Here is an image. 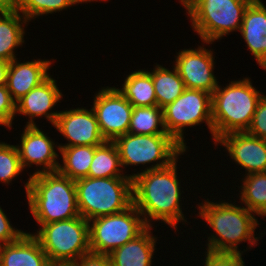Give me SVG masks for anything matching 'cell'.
<instances>
[{"instance_id":"8992f818","label":"cell","mask_w":266,"mask_h":266,"mask_svg":"<svg viewBox=\"0 0 266 266\" xmlns=\"http://www.w3.org/2000/svg\"><path fill=\"white\" fill-rule=\"evenodd\" d=\"M250 3L247 0H192L184 8L202 42L212 44L230 32L240 31Z\"/></svg>"},{"instance_id":"d4e9b609","label":"cell","mask_w":266,"mask_h":266,"mask_svg":"<svg viewBox=\"0 0 266 266\" xmlns=\"http://www.w3.org/2000/svg\"><path fill=\"white\" fill-rule=\"evenodd\" d=\"M121 168L120 156L115 143L113 141H105L101 145L95 146L88 177H130V175L122 173L123 168Z\"/></svg>"},{"instance_id":"7c38bea8","label":"cell","mask_w":266,"mask_h":266,"mask_svg":"<svg viewBox=\"0 0 266 266\" xmlns=\"http://www.w3.org/2000/svg\"><path fill=\"white\" fill-rule=\"evenodd\" d=\"M213 51L199 46L197 49H184L175 56L174 66L187 89L202 90L212 94L219 81L214 76Z\"/></svg>"},{"instance_id":"9c48e42d","label":"cell","mask_w":266,"mask_h":266,"mask_svg":"<svg viewBox=\"0 0 266 266\" xmlns=\"http://www.w3.org/2000/svg\"><path fill=\"white\" fill-rule=\"evenodd\" d=\"M88 223L90 251L104 255L133 240L148 227L133 204L123 212L101 216Z\"/></svg>"},{"instance_id":"7a4b0ae2","label":"cell","mask_w":266,"mask_h":266,"mask_svg":"<svg viewBox=\"0 0 266 266\" xmlns=\"http://www.w3.org/2000/svg\"><path fill=\"white\" fill-rule=\"evenodd\" d=\"M199 216L205 220L216 233L208 237L206 250L214 253H243L239 244L248 241L249 248L258 244L260 237H255V230L259 221L255 213L245 206L234 203L212 202L204 200L197 204ZM217 235V236H216Z\"/></svg>"},{"instance_id":"f35d334b","label":"cell","mask_w":266,"mask_h":266,"mask_svg":"<svg viewBox=\"0 0 266 266\" xmlns=\"http://www.w3.org/2000/svg\"><path fill=\"white\" fill-rule=\"evenodd\" d=\"M192 0H179V3H181L184 7L188 5Z\"/></svg>"},{"instance_id":"484cf974","label":"cell","mask_w":266,"mask_h":266,"mask_svg":"<svg viewBox=\"0 0 266 266\" xmlns=\"http://www.w3.org/2000/svg\"><path fill=\"white\" fill-rule=\"evenodd\" d=\"M240 186L241 205L255 215H266V172L250 173L242 178Z\"/></svg>"},{"instance_id":"5bb4252c","label":"cell","mask_w":266,"mask_h":266,"mask_svg":"<svg viewBox=\"0 0 266 266\" xmlns=\"http://www.w3.org/2000/svg\"><path fill=\"white\" fill-rule=\"evenodd\" d=\"M20 140L21 144L16 145V147L23 169L35 164L36 167L40 166L39 168L42 169L37 168V171L35 170L32 175L58 171L59 155L55 150L57 147L59 151V146L57 143L55 145L47 133L38 128V125H25Z\"/></svg>"},{"instance_id":"836d02e7","label":"cell","mask_w":266,"mask_h":266,"mask_svg":"<svg viewBox=\"0 0 266 266\" xmlns=\"http://www.w3.org/2000/svg\"><path fill=\"white\" fill-rule=\"evenodd\" d=\"M77 266H112L109 255L88 253L75 261Z\"/></svg>"},{"instance_id":"ba28073f","label":"cell","mask_w":266,"mask_h":266,"mask_svg":"<svg viewBox=\"0 0 266 266\" xmlns=\"http://www.w3.org/2000/svg\"><path fill=\"white\" fill-rule=\"evenodd\" d=\"M113 142L118 149L121 166L124 168L129 165L139 166L156 162L141 170L142 172L166 167L186 152V149L169 134L127 133Z\"/></svg>"},{"instance_id":"d590c367","label":"cell","mask_w":266,"mask_h":266,"mask_svg":"<svg viewBox=\"0 0 266 266\" xmlns=\"http://www.w3.org/2000/svg\"><path fill=\"white\" fill-rule=\"evenodd\" d=\"M20 0H0V11L17 10Z\"/></svg>"},{"instance_id":"ffe728a7","label":"cell","mask_w":266,"mask_h":266,"mask_svg":"<svg viewBox=\"0 0 266 266\" xmlns=\"http://www.w3.org/2000/svg\"><path fill=\"white\" fill-rule=\"evenodd\" d=\"M147 227L141 234L109 254L112 266H152L157 237Z\"/></svg>"},{"instance_id":"277c9868","label":"cell","mask_w":266,"mask_h":266,"mask_svg":"<svg viewBox=\"0 0 266 266\" xmlns=\"http://www.w3.org/2000/svg\"><path fill=\"white\" fill-rule=\"evenodd\" d=\"M243 78L218 87L212 93L213 140L231 132H244L250 127L257 103L262 97L250 81Z\"/></svg>"},{"instance_id":"83f0119b","label":"cell","mask_w":266,"mask_h":266,"mask_svg":"<svg viewBox=\"0 0 266 266\" xmlns=\"http://www.w3.org/2000/svg\"><path fill=\"white\" fill-rule=\"evenodd\" d=\"M73 5H77L74 0H20L17 10L30 22L36 17L56 13Z\"/></svg>"},{"instance_id":"f1b7e54d","label":"cell","mask_w":266,"mask_h":266,"mask_svg":"<svg viewBox=\"0 0 266 266\" xmlns=\"http://www.w3.org/2000/svg\"><path fill=\"white\" fill-rule=\"evenodd\" d=\"M24 171L16 145L0 142V181L10 184Z\"/></svg>"},{"instance_id":"2e32d148","label":"cell","mask_w":266,"mask_h":266,"mask_svg":"<svg viewBox=\"0 0 266 266\" xmlns=\"http://www.w3.org/2000/svg\"><path fill=\"white\" fill-rule=\"evenodd\" d=\"M57 80L53 79L50 75L40 85L34 87L25 96L16 102L15 114L28 116V122L26 125H36L33 119L35 117H46L47 121H50L54 125L56 118L59 115V111H52V108L60 102L63 95L59 90Z\"/></svg>"},{"instance_id":"603a6c76","label":"cell","mask_w":266,"mask_h":266,"mask_svg":"<svg viewBox=\"0 0 266 266\" xmlns=\"http://www.w3.org/2000/svg\"><path fill=\"white\" fill-rule=\"evenodd\" d=\"M149 73L153 80L157 106L161 109L174 102L186 89L174 65L173 70H169L156 64L153 71Z\"/></svg>"},{"instance_id":"4316f807","label":"cell","mask_w":266,"mask_h":266,"mask_svg":"<svg viewBox=\"0 0 266 266\" xmlns=\"http://www.w3.org/2000/svg\"><path fill=\"white\" fill-rule=\"evenodd\" d=\"M159 126L160 128H158ZM128 133L167 134L163 123V109L158 106L133 107Z\"/></svg>"},{"instance_id":"e575fe53","label":"cell","mask_w":266,"mask_h":266,"mask_svg":"<svg viewBox=\"0 0 266 266\" xmlns=\"http://www.w3.org/2000/svg\"><path fill=\"white\" fill-rule=\"evenodd\" d=\"M10 62L0 59V86L6 85L7 83V73Z\"/></svg>"},{"instance_id":"8fae6325","label":"cell","mask_w":266,"mask_h":266,"mask_svg":"<svg viewBox=\"0 0 266 266\" xmlns=\"http://www.w3.org/2000/svg\"><path fill=\"white\" fill-rule=\"evenodd\" d=\"M93 100L92 109L106 141L128 133L133 106L115 86L102 87Z\"/></svg>"},{"instance_id":"4fadbf2b","label":"cell","mask_w":266,"mask_h":266,"mask_svg":"<svg viewBox=\"0 0 266 266\" xmlns=\"http://www.w3.org/2000/svg\"><path fill=\"white\" fill-rule=\"evenodd\" d=\"M53 126L68 141L66 144H58L59 147L99 146L106 141L92 108L89 110L78 107L60 111Z\"/></svg>"},{"instance_id":"5b68a950","label":"cell","mask_w":266,"mask_h":266,"mask_svg":"<svg viewBox=\"0 0 266 266\" xmlns=\"http://www.w3.org/2000/svg\"><path fill=\"white\" fill-rule=\"evenodd\" d=\"M75 185L79 213L87 221L123 212L133 204L131 177H85Z\"/></svg>"},{"instance_id":"8d00e7d4","label":"cell","mask_w":266,"mask_h":266,"mask_svg":"<svg viewBox=\"0 0 266 266\" xmlns=\"http://www.w3.org/2000/svg\"><path fill=\"white\" fill-rule=\"evenodd\" d=\"M48 266H77L76 262H50Z\"/></svg>"},{"instance_id":"d6986e66","label":"cell","mask_w":266,"mask_h":266,"mask_svg":"<svg viewBox=\"0 0 266 266\" xmlns=\"http://www.w3.org/2000/svg\"><path fill=\"white\" fill-rule=\"evenodd\" d=\"M48 256L32 233L17 241L0 245V266H48Z\"/></svg>"},{"instance_id":"74e56055","label":"cell","mask_w":266,"mask_h":266,"mask_svg":"<svg viewBox=\"0 0 266 266\" xmlns=\"http://www.w3.org/2000/svg\"><path fill=\"white\" fill-rule=\"evenodd\" d=\"M74 1H75L77 4H79V3L82 4V3H84V2H85V3H87V2H90V3H91V2H94V1L97 2V1H99V0H74ZM100 1H106V0H100Z\"/></svg>"},{"instance_id":"7402d4cb","label":"cell","mask_w":266,"mask_h":266,"mask_svg":"<svg viewBox=\"0 0 266 266\" xmlns=\"http://www.w3.org/2000/svg\"><path fill=\"white\" fill-rule=\"evenodd\" d=\"M117 89L133 107L157 106L153 80L149 71L139 69L131 72L126 76L122 88Z\"/></svg>"},{"instance_id":"9a60e30c","label":"cell","mask_w":266,"mask_h":266,"mask_svg":"<svg viewBox=\"0 0 266 266\" xmlns=\"http://www.w3.org/2000/svg\"><path fill=\"white\" fill-rule=\"evenodd\" d=\"M224 146L235 164L245 169V175L266 172V139L252 136L246 131L231 132L220 137L215 146Z\"/></svg>"},{"instance_id":"1f68e13d","label":"cell","mask_w":266,"mask_h":266,"mask_svg":"<svg viewBox=\"0 0 266 266\" xmlns=\"http://www.w3.org/2000/svg\"><path fill=\"white\" fill-rule=\"evenodd\" d=\"M204 266H245L243 253H214L205 251Z\"/></svg>"},{"instance_id":"ab89813d","label":"cell","mask_w":266,"mask_h":266,"mask_svg":"<svg viewBox=\"0 0 266 266\" xmlns=\"http://www.w3.org/2000/svg\"><path fill=\"white\" fill-rule=\"evenodd\" d=\"M247 1H250V2H257V1H261V0H247Z\"/></svg>"},{"instance_id":"cb8c5ba5","label":"cell","mask_w":266,"mask_h":266,"mask_svg":"<svg viewBox=\"0 0 266 266\" xmlns=\"http://www.w3.org/2000/svg\"><path fill=\"white\" fill-rule=\"evenodd\" d=\"M62 164L58 171L71 180L88 177L90 165L95 152V146L79 145L59 147Z\"/></svg>"},{"instance_id":"52a82bcc","label":"cell","mask_w":266,"mask_h":266,"mask_svg":"<svg viewBox=\"0 0 266 266\" xmlns=\"http://www.w3.org/2000/svg\"><path fill=\"white\" fill-rule=\"evenodd\" d=\"M38 225L41 228L32 235L39 241L50 262H75L91 252L89 223L82 216Z\"/></svg>"},{"instance_id":"6da1fadb","label":"cell","mask_w":266,"mask_h":266,"mask_svg":"<svg viewBox=\"0 0 266 266\" xmlns=\"http://www.w3.org/2000/svg\"><path fill=\"white\" fill-rule=\"evenodd\" d=\"M179 157L170 165L130 174L132 178L133 205L142 214L145 224L162 221L177 230L179 222L185 223L182 212L181 187L177 173ZM181 204V205H180ZM181 207V208H180Z\"/></svg>"},{"instance_id":"ac0fdd59","label":"cell","mask_w":266,"mask_h":266,"mask_svg":"<svg viewBox=\"0 0 266 266\" xmlns=\"http://www.w3.org/2000/svg\"><path fill=\"white\" fill-rule=\"evenodd\" d=\"M239 32L259 66L266 70V6L262 1L249 4Z\"/></svg>"},{"instance_id":"d6a6232c","label":"cell","mask_w":266,"mask_h":266,"mask_svg":"<svg viewBox=\"0 0 266 266\" xmlns=\"http://www.w3.org/2000/svg\"><path fill=\"white\" fill-rule=\"evenodd\" d=\"M9 220L0 206V245L15 242L25 233L13 228Z\"/></svg>"},{"instance_id":"3957f363","label":"cell","mask_w":266,"mask_h":266,"mask_svg":"<svg viewBox=\"0 0 266 266\" xmlns=\"http://www.w3.org/2000/svg\"><path fill=\"white\" fill-rule=\"evenodd\" d=\"M29 176L25 192L29 210L37 224L80 216L74 180L59 171Z\"/></svg>"},{"instance_id":"44dd1931","label":"cell","mask_w":266,"mask_h":266,"mask_svg":"<svg viewBox=\"0 0 266 266\" xmlns=\"http://www.w3.org/2000/svg\"><path fill=\"white\" fill-rule=\"evenodd\" d=\"M27 22L18 10L0 11V59L11 62L16 58L15 50L25 42Z\"/></svg>"},{"instance_id":"4dcf8cb0","label":"cell","mask_w":266,"mask_h":266,"mask_svg":"<svg viewBox=\"0 0 266 266\" xmlns=\"http://www.w3.org/2000/svg\"><path fill=\"white\" fill-rule=\"evenodd\" d=\"M246 132L252 136L266 139V95L263 94L258 101L251 125Z\"/></svg>"},{"instance_id":"e0dca14e","label":"cell","mask_w":266,"mask_h":266,"mask_svg":"<svg viewBox=\"0 0 266 266\" xmlns=\"http://www.w3.org/2000/svg\"><path fill=\"white\" fill-rule=\"evenodd\" d=\"M17 59L15 58L10 62L6 83L15 102L50 76L48 69L52 64V61L49 60L33 59L32 61L20 62Z\"/></svg>"},{"instance_id":"30bf717a","label":"cell","mask_w":266,"mask_h":266,"mask_svg":"<svg viewBox=\"0 0 266 266\" xmlns=\"http://www.w3.org/2000/svg\"><path fill=\"white\" fill-rule=\"evenodd\" d=\"M166 133L187 150L184 128L206 123L213 139L212 94L195 89H185L171 104L163 108Z\"/></svg>"},{"instance_id":"f546056e","label":"cell","mask_w":266,"mask_h":266,"mask_svg":"<svg viewBox=\"0 0 266 266\" xmlns=\"http://www.w3.org/2000/svg\"><path fill=\"white\" fill-rule=\"evenodd\" d=\"M16 102L12 99L6 85L0 86V125L12 128L15 118Z\"/></svg>"}]
</instances>
